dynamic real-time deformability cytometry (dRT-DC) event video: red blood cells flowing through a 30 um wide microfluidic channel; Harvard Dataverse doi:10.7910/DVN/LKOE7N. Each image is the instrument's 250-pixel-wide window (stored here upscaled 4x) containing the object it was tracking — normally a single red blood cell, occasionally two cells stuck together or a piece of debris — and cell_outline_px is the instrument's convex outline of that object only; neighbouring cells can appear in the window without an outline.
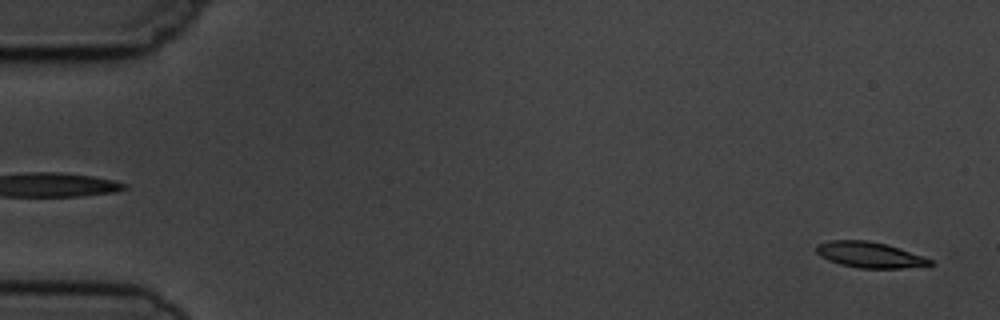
{"species": "common noctule bat (a hibernating species)", "species_latin": "Nyctalus noctula", "temperature_condition": "cold", "stored_images_in_passage": 4, "segment_of_instrument_passage": [2, 2], "camera_frame_rate_fps": 3000, "um_per_image_px": 0.085, "animal": {"sex": "male", "body_mass_g": 19.5, "forearm_length_mm": 54.6}, "frame": {"image": 1, "passage_image": 4, "time_ms": 4.333, "image_size_px": [1000, 320], "cell_outline_px": [[936, 264], [900, 268], [860, 268], [840, 264], [828, 260], [820, 256], [816, 252], [816, 244], [828, 240], [868, 240], [900, 248], [932, 260]], "centroid_in_image_um": [73.87, 21.65], "position_along_channel_um": 11.1, "area_um2": 16.99}}